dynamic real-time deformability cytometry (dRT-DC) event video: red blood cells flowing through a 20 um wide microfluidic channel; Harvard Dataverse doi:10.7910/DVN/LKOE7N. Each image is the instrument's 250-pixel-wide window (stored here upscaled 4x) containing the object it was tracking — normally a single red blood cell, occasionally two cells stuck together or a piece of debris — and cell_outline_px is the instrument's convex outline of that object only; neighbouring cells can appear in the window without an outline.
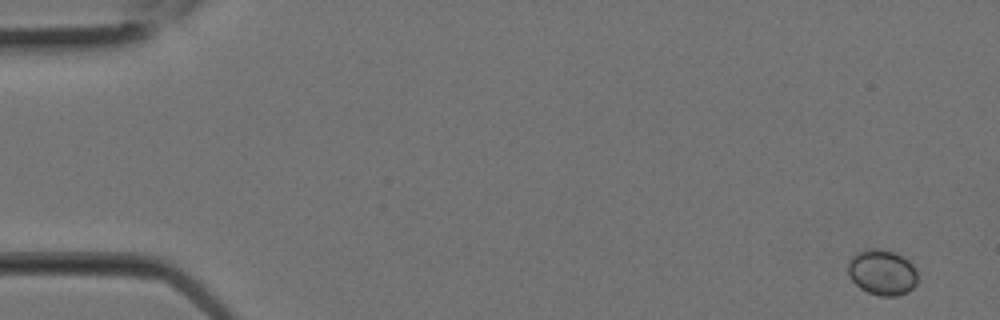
{"species": "Egyptian fruit bat (a non-hibernating species)", "species_latin": "Rousettus aegyptiacus", "temperature_condition": "room temperature", "stored_images_in_passage": 2, "segment_of_instrument_passage": [2, 2], "camera_frame_rate_fps": 3000, "um_per_image_px": 0.085, "animal": {"sex": "female"}, "frame": {"image": 1, "passage_image": 2, "time_ms": 0.333, "image_size_px": [1000, 320], "cell_outline_px": [[916, 284], [908, 292], [896, 296], [880, 296], [868, 292], [860, 288], [852, 280], [848, 272], [848, 260], [856, 252], [868, 248], [880, 248], [896, 252], [904, 256], [912, 264], [916, 272]], "centroid_in_image_um": [74.97, 23.13], "position_along_channel_um": 10.0, "area_um2": 18.67}}